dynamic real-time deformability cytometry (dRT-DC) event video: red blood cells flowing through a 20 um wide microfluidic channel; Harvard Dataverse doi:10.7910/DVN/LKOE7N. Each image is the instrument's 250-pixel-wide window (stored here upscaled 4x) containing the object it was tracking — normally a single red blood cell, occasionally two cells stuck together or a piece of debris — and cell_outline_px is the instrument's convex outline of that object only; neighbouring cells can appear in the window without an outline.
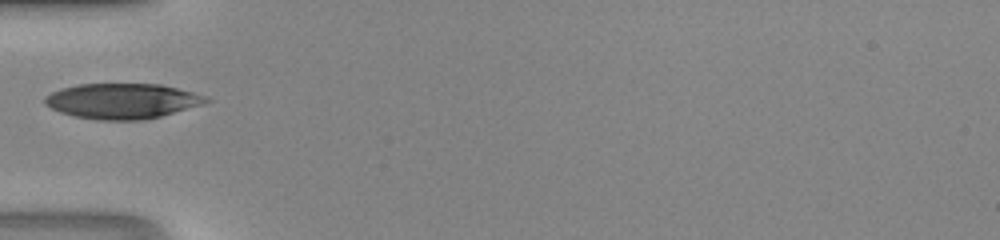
{"species": "human", "species_latin": "Homo sapiens", "temperature_condition": "room temperature", "stored_images_in_passage": 31, "camera_frame_rate_fps": 3000, "um_per_image_px": 0.085, "donor": {"sex": "male"}, "frame": {"image": 1, "passage_image": 1, "time_ms": 0.0, "image_size_px": [1000, 240], "cell_outline_px": [[212, 100], [204, 104], [160, 116], [144, 120], [100, 120], [76, 116], [60, 112], [44, 104], [44, 96], [60, 88], [80, 84], [160, 84], [208, 96]], "centroid_in_image_um": [10.4, 8.58], "position_along_channel_um": 74.6, "area_um2": 33.12}}
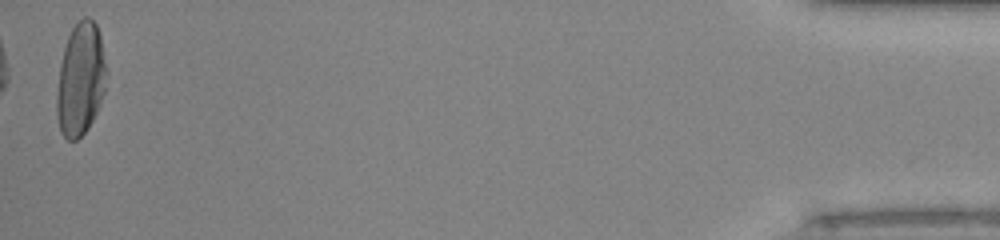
{"frame": {"image": 2, "passage_image": 31, "time_ms": 10.0, "image_size_px": [1000, 240], "cell_outline_px": [[108, 76], [104, 92], [96, 112], [88, 128], [76, 140], [68, 140], [60, 132], [56, 112], [56, 96], [60, 64], [64, 48], [68, 36], [72, 28], [84, 16], [88, 16], [96, 24], [100, 36], [108, 72]], "centroid_in_image_um": [6.85, 6.74], "position_along_channel_um": 428.3, "area_um2": 32.77}}